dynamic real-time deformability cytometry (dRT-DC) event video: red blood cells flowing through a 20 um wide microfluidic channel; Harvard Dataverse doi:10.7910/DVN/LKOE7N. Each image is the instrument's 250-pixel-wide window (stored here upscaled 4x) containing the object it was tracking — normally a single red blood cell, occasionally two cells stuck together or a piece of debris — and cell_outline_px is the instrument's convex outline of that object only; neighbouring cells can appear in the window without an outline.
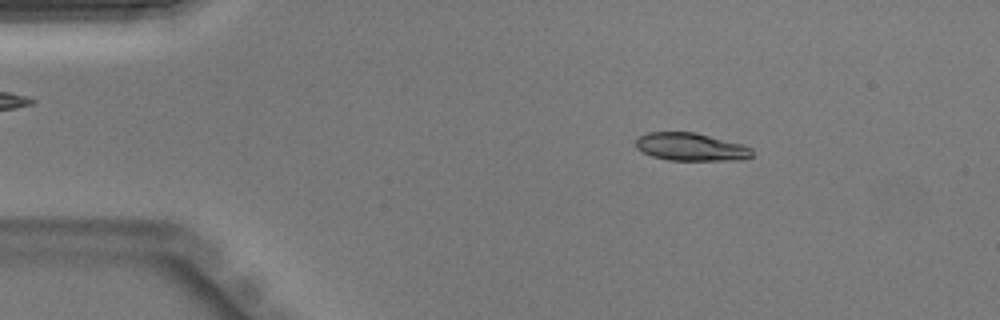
{"species": "Egyptian fruit bat (a non-hibernating species)", "species_latin": "Rousettus aegyptiacus", "temperature_condition": "warm", "stored_images_in_passage": 42, "camera_frame_rate_fps": 3000, "um_per_image_px": 0.085, "animal": {"sex": "male"}, "frame": {"image": 1, "passage_image": 6, "time_ms": 1.667, "image_size_px": [1000, 320], "cell_outline_px": [[752, 156], [744, 160], [668, 160], [652, 156], [636, 148], [636, 140], [640, 136], [648, 132], [696, 132], [744, 144], [752, 148]], "centroid_in_image_um": [58.77, 12.48], "position_along_channel_um": 26.2, "area_um2": 19.02}}
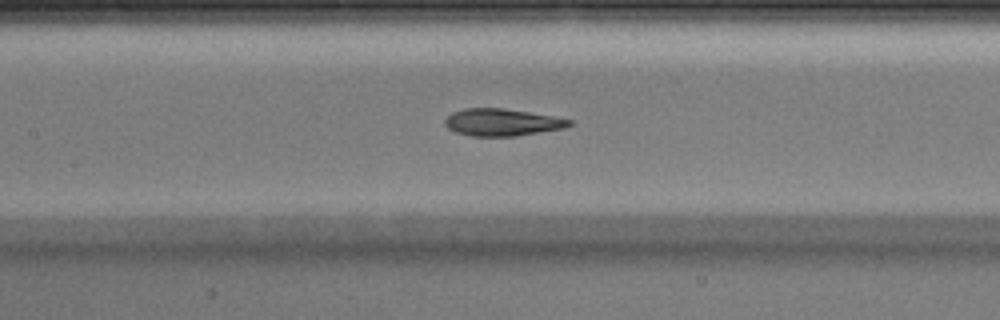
{"frame": {"image": 2, "passage_image": 19, "time_ms": 6.0, "image_size_px": [1000, 320], "cell_outline_px": [[572, 124], [564, 128], [516, 136], [472, 136], [456, 132], [448, 128], [444, 124], [444, 120], [452, 112], [464, 108], [504, 108], [552, 116], [572, 120]], "centroid_in_image_um": [42.65, 10.39], "position_along_channel_um": 164.8, "area_um2": 19.59}}
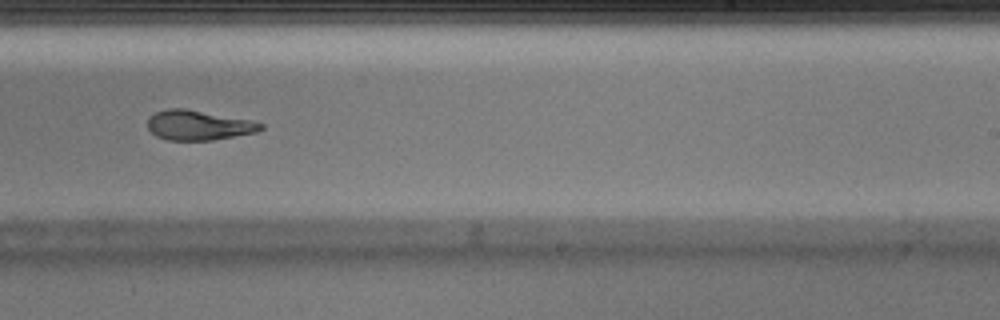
{"frame": {"image": 3, "passage_image": 26, "time_ms": 8.333, "image_size_px": [1000, 320], "cell_outline_px": [[264, 128], [256, 132], [212, 140], [168, 140], [156, 136], [148, 128], [148, 116], [156, 112], [168, 108], [184, 108], [252, 120], [264, 124]], "centroid_in_image_um": [16.87, 10.64], "position_along_channel_um": 272.1, "area_um2": 19.65}}